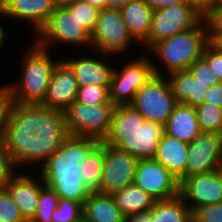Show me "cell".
<instances>
[{"label":"cell","instance_id":"6da1fadb","mask_svg":"<svg viewBox=\"0 0 222 222\" xmlns=\"http://www.w3.org/2000/svg\"><path fill=\"white\" fill-rule=\"evenodd\" d=\"M68 135L63 112L12 102L2 143L17 170L37 171Z\"/></svg>","mask_w":222,"mask_h":222},{"label":"cell","instance_id":"7a4b0ae2","mask_svg":"<svg viewBox=\"0 0 222 222\" xmlns=\"http://www.w3.org/2000/svg\"><path fill=\"white\" fill-rule=\"evenodd\" d=\"M99 143L98 140L69 134L37 170L45 185L53 189L59 198L83 205L91 192L83 182L80 164Z\"/></svg>","mask_w":222,"mask_h":222},{"label":"cell","instance_id":"3957f363","mask_svg":"<svg viewBox=\"0 0 222 222\" xmlns=\"http://www.w3.org/2000/svg\"><path fill=\"white\" fill-rule=\"evenodd\" d=\"M164 126L146 121L131 104L115 107L111 127L104 143L127 152L137 159H153Z\"/></svg>","mask_w":222,"mask_h":222},{"label":"cell","instance_id":"277c9868","mask_svg":"<svg viewBox=\"0 0 222 222\" xmlns=\"http://www.w3.org/2000/svg\"><path fill=\"white\" fill-rule=\"evenodd\" d=\"M26 46L21 49L24 52L20 57L23 58L19 59L22 62H18L19 68L16 69L20 74L17 78H13L12 83L8 80L7 84L14 103L41 104L46 96L54 67L61 60V55L41 47L34 39Z\"/></svg>","mask_w":222,"mask_h":222},{"label":"cell","instance_id":"5b68a950","mask_svg":"<svg viewBox=\"0 0 222 222\" xmlns=\"http://www.w3.org/2000/svg\"><path fill=\"white\" fill-rule=\"evenodd\" d=\"M208 43L207 25L203 18L195 27L154 43L146 53L151 58L155 74L167 76L188 70L202 58Z\"/></svg>","mask_w":222,"mask_h":222},{"label":"cell","instance_id":"8992f818","mask_svg":"<svg viewBox=\"0 0 222 222\" xmlns=\"http://www.w3.org/2000/svg\"><path fill=\"white\" fill-rule=\"evenodd\" d=\"M135 55L128 56L129 59L124 56L126 62L122 56H116L117 65L114 66L109 86V99L115 107L131 104L136 93L155 75L150 56L143 51ZM118 58L123 63L119 64Z\"/></svg>","mask_w":222,"mask_h":222},{"label":"cell","instance_id":"52a82bcc","mask_svg":"<svg viewBox=\"0 0 222 222\" xmlns=\"http://www.w3.org/2000/svg\"><path fill=\"white\" fill-rule=\"evenodd\" d=\"M41 47L47 50L56 48L69 50L75 48L91 50V34L80 24L75 14L67 8H55L47 24L33 38ZM60 46V48L58 47ZM64 46V47H62ZM55 47V49H53Z\"/></svg>","mask_w":222,"mask_h":222},{"label":"cell","instance_id":"ba28073f","mask_svg":"<svg viewBox=\"0 0 222 222\" xmlns=\"http://www.w3.org/2000/svg\"><path fill=\"white\" fill-rule=\"evenodd\" d=\"M136 44L138 46L135 49L142 48L129 33L120 9L99 11L96 26L91 33V50L124 58L126 53L132 56V51L136 52L133 50Z\"/></svg>","mask_w":222,"mask_h":222},{"label":"cell","instance_id":"9c48e42d","mask_svg":"<svg viewBox=\"0 0 222 222\" xmlns=\"http://www.w3.org/2000/svg\"><path fill=\"white\" fill-rule=\"evenodd\" d=\"M114 110L113 104L86 105L75 100L63 111L67 131L70 135L104 142Z\"/></svg>","mask_w":222,"mask_h":222},{"label":"cell","instance_id":"30bf717a","mask_svg":"<svg viewBox=\"0 0 222 222\" xmlns=\"http://www.w3.org/2000/svg\"><path fill=\"white\" fill-rule=\"evenodd\" d=\"M176 104L167 77L156 74L136 93L131 102L146 121L163 126Z\"/></svg>","mask_w":222,"mask_h":222},{"label":"cell","instance_id":"8fae6325","mask_svg":"<svg viewBox=\"0 0 222 222\" xmlns=\"http://www.w3.org/2000/svg\"><path fill=\"white\" fill-rule=\"evenodd\" d=\"M76 52L77 49L74 53L72 52V55L63 53L65 55L62 54L61 59L71 68L78 85L96 84L99 86H110L115 66V61L113 60L116 56L94 50H89V52L83 51V55L79 53V49L77 55Z\"/></svg>","mask_w":222,"mask_h":222},{"label":"cell","instance_id":"7c38bea8","mask_svg":"<svg viewBox=\"0 0 222 222\" xmlns=\"http://www.w3.org/2000/svg\"><path fill=\"white\" fill-rule=\"evenodd\" d=\"M204 17L189 2L153 11L149 48L156 42L195 27Z\"/></svg>","mask_w":222,"mask_h":222},{"label":"cell","instance_id":"4fadbf2b","mask_svg":"<svg viewBox=\"0 0 222 222\" xmlns=\"http://www.w3.org/2000/svg\"><path fill=\"white\" fill-rule=\"evenodd\" d=\"M133 183L155 200L180 195L179 179L154 159H139Z\"/></svg>","mask_w":222,"mask_h":222},{"label":"cell","instance_id":"5bb4252c","mask_svg":"<svg viewBox=\"0 0 222 222\" xmlns=\"http://www.w3.org/2000/svg\"><path fill=\"white\" fill-rule=\"evenodd\" d=\"M139 159L104 143L103 175L98 193L113 195L132 184Z\"/></svg>","mask_w":222,"mask_h":222},{"label":"cell","instance_id":"9a60e30c","mask_svg":"<svg viewBox=\"0 0 222 222\" xmlns=\"http://www.w3.org/2000/svg\"><path fill=\"white\" fill-rule=\"evenodd\" d=\"M180 196L191 212L205 205L222 203V169L184 178L180 182Z\"/></svg>","mask_w":222,"mask_h":222},{"label":"cell","instance_id":"2e32d148","mask_svg":"<svg viewBox=\"0 0 222 222\" xmlns=\"http://www.w3.org/2000/svg\"><path fill=\"white\" fill-rule=\"evenodd\" d=\"M185 178L222 169V134L201 132L188 145Z\"/></svg>","mask_w":222,"mask_h":222},{"label":"cell","instance_id":"e0dca14e","mask_svg":"<svg viewBox=\"0 0 222 222\" xmlns=\"http://www.w3.org/2000/svg\"><path fill=\"white\" fill-rule=\"evenodd\" d=\"M31 172L32 171L28 170L27 172L25 170H17L5 185L12 200L18 206L22 216L27 222L34 217L37 210L40 190L45 185L38 171Z\"/></svg>","mask_w":222,"mask_h":222},{"label":"cell","instance_id":"ac0fdd59","mask_svg":"<svg viewBox=\"0 0 222 222\" xmlns=\"http://www.w3.org/2000/svg\"><path fill=\"white\" fill-rule=\"evenodd\" d=\"M54 9L52 0H10L2 14L5 22L13 21L10 24L15 25L17 21H20L21 25L27 23L32 34L29 40H32L47 24Z\"/></svg>","mask_w":222,"mask_h":222},{"label":"cell","instance_id":"d6986e66","mask_svg":"<svg viewBox=\"0 0 222 222\" xmlns=\"http://www.w3.org/2000/svg\"><path fill=\"white\" fill-rule=\"evenodd\" d=\"M79 85L71 68L61 59L51 75L42 106L63 112L77 98Z\"/></svg>","mask_w":222,"mask_h":222},{"label":"cell","instance_id":"ffe728a7","mask_svg":"<svg viewBox=\"0 0 222 222\" xmlns=\"http://www.w3.org/2000/svg\"><path fill=\"white\" fill-rule=\"evenodd\" d=\"M120 11L132 38L142 47L141 51L146 52L154 10L144 0H131Z\"/></svg>","mask_w":222,"mask_h":222},{"label":"cell","instance_id":"44dd1931","mask_svg":"<svg viewBox=\"0 0 222 222\" xmlns=\"http://www.w3.org/2000/svg\"><path fill=\"white\" fill-rule=\"evenodd\" d=\"M165 134L191 143L200 133L196 108L184 103H177L165 126Z\"/></svg>","mask_w":222,"mask_h":222},{"label":"cell","instance_id":"7402d4cb","mask_svg":"<svg viewBox=\"0 0 222 222\" xmlns=\"http://www.w3.org/2000/svg\"><path fill=\"white\" fill-rule=\"evenodd\" d=\"M188 145V143L164 133L153 158L177 177L180 182L185 178Z\"/></svg>","mask_w":222,"mask_h":222},{"label":"cell","instance_id":"603a6c76","mask_svg":"<svg viewBox=\"0 0 222 222\" xmlns=\"http://www.w3.org/2000/svg\"><path fill=\"white\" fill-rule=\"evenodd\" d=\"M166 77L176 103L196 107L204 102L208 87L194 79L189 70L176 71Z\"/></svg>","mask_w":222,"mask_h":222},{"label":"cell","instance_id":"cb8c5ba5","mask_svg":"<svg viewBox=\"0 0 222 222\" xmlns=\"http://www.w3.org/2000/svg\"><path fill=\"white\" fill-rule=\"evenodd\" d=\"M124 221L112 195L91 192L83 204V222Z\"/></svg>","mask_w":222,"mask_h":222},{"label":"cell","instance_id":"d4e9b609","mask_svg":"<svg viewBox=\"0 0 222 222\" xmlns=\"http://www.w3.org/2000/svg\"><path fill=\"white\" fill-rule=\"evenodd\" d=\"M117 207L124 217L132 214L148 212L155 199L134 183L126 185L113 195Z\"/></svg>","mask_w":222,"mask_h":222},{"label":"cell","instance_id":"484cf974","mask_svg":"<svg viewBox=\"0 0 222 222\" xmlns=\"http://www.w3.org/2000/svg\"><path fill=\"white\" fill-rule=\"evenodd\" d=\"M150 212L152 222H189L192 213L180 195L166 200H155Z\"/></svg>","mask_w":222,"mask_h":222},{"label":"cell","instance_id":"4316f807","mask_svg":"<svg viewBox=\"0 0 222 222\" xmlns=\"http://www.w3.org/2000/svg\"><path fill=\"white\" fill-rule=\"evenodd\" d=\"M104 142H100L80 164L83 182L90 192H98L103 175Z\"/></svg>","mask_w":222,"mask_h":222},{"label":"cell","instance_id":"83f0119b","mask_svg":"<svg viewBox=\"0 0 222 222\" xmlns=\"http://www.w3.org/2000/svg\"><path fill=\"white\" fill-rule=\"evenodd\" d=\"M195 108L201 132L222 134V108L207 102Z\"/></svg>","mask_w":222,"mask_h":222},{"label":"cell","instance_id":"f1b7e54d","mask_svg":"<svg viewBox=\"0 0 222 222\" xmlns=\"http://www.w3.org/2000/svg\"><path fill=\"white\" fill-rule=\"evenodd\" d=\"M59 195L48 186L40 190L37 210L29 222H52V213L58 206Z\"/></svg>","mask_w":222,"mask_h":222},{"label":"cell","instance_id":"f546056e","mask_svg":"<svg viewBox=\"0 0 222 222\" xmlns=\"http://www.w3.org/2000/svg\"><path fill=\"white\" fill-rule=\"evenodd\" d=\"M52 222H83V205L77 201L59 198L52 213Z\"/></svg>","mask_w":222,"mask_h":222},{"label":"cell","instance_id":"4dcf8cb0","mask_svg":"<svg viewBox=\"0 0 222 222\" xmlns=\"http://www.w3.org/2000/svg\"><path fill=\"white\" fill-rule=\"evenodd\" d=\"M76 101L86 105L112 104L109 99V86H79Z\"/></svg>","mask_w":222,"mask_h":222},{"label":"cell","instance_id":"1f68e13d","mask_svg":"<svg viewBox=\"0 0 222 222\" xmlns=\"http://www.w3.org/2000/svg\"><path fill=\"white\" fill-rule=\"evenodd\" d=\"M66 8L75 14L80 24L91 34L96 26L99 10L84 0H77Z\"/></svg>","mask_w":222,"mask_h":222},{"label":"cell","instance_id":"d6a6232c","mask_svg":"<svg viewBox=\"0 0 222 222\" xmlns=\"http://www.w3.org/2000/svg\"><path fill=\"white\" fill-rule=\"evenodd\" d=\"M0 219L6 222H27L6 188L0 189Z\"/></svg>","mask_w":222,"mask_h":222},{"label":"cell","instance_id":"836d02e7","mask_svg":"<svg viewBox=\"0 0 222 222\" xmlns=\"http://www.w3.org/2000/svg\"><path fill=\"white\" fill-rule=\"evenodd\" d=\"M188 70L191 72L194 79H197L201 84H205L208 88L220 82L217 75L203 58L196 60Z\"/></svg>","mask_w":222,"mask_h":222},{"label":"cell","instance_id":"e575fe53","mask_svg":"<svg viewBox=\"0 0 222 222\" xmlns=\"http://www.w3.org/2000/svg\"><path fill=\"white\" fill-rule=\"evenodd\" d=\"M209 42L213 43L222 36V7L212 8L205 16Z\"/></svg>","mask_w":222,"mask_h":222},{"label":"cell","instance_id":"d590c367","mask_svg":"<svg viewBox=\"0 0 222 222\" xmlns=\"http://www.w3.org/2000/svg\"><path fill=\"white\" fill-rule=\"evenodd\" d=\"M0 84V141L3 139L7 118L12 104V96L9 85L6 83Z\"/></svg>","mask_w":222,"mask_h":222},{"label":"cell","instance_id":"8d00e7d4","mask_svg":"<svg viewBox=\"0 0 222 222\" xmlns=\"http://www.w3.org/2000/svg\"><path fill=\"white\" fill-rule=\"evenodd\" d=\"M202 58L208 63L220 82H222V51L213 43L209 42L205 46Z\"/></svg>","mask_w":222,"mask_h":222},{"label":"cell","instance_id":"74e56055","mask_svg":"<svg viewBox=\"0 0 222 222\" xmlns=\"http://www.w3.org/2000/svg\"><path fill=\"white\" fill-rule=\"evenodd\" d=\"M17 171L4 144L0 141V189L5 188L12 175Z\"/></svg>","mask_w":222,"mask_h":222},{"label":"cell","instance_id":"f35d334b","mask_svg":"<svg viewBox=\"0 0 222 222\" xmlns=\"http://www.w3.org/2000/svg\"><path fill=\"white\" fill-rule=\"evenodd\" d=\"M192 213L203 222H222V203L205 205Z\"/></svg>","mask_w":222,"mask_h":222},{"label":"cell","instance_id":"ab89813d","mask_svg":"<svg viewBox=\"0 0 222 222\" xmlns=\"http://www.w3.org/2000/svg\"><path fill=\"white\" fill-rule=\"evenodd\" d=\"M204 102L222 108V82L216 83L207 89Z\"/></svg>","mask_w":222,"mask_h":222},{"label":"cell","instance_id":"60d3db41","mask_svg":"<svg viewBox=\"0 0 222 222\" xmlns=\"http://www.w3.org/2000/svg\"><path fill=\"white\" fill-rule=\"evenodd\" d=\"M4 16H3V14L2 13H0V19H2V20H0V52L2 53L3 51L5 52V46L7 45L8 47H9V45H10V43H9V41H10V39H11V36H9L10 34L9 33H11L9 30H10V28L8 29L7 28V26L6 25H10L9 24V22L8 23H6L5 24V18H3ZM3 21V22H2ZM5 24V25H4ZM8 29V30H7ZM9 32V33H8ZM10 38H9V37ZM8 38H9V40H8Z\"/></svg>","mask_w":222,"mask_h":222},{"label":"cell","instance_id":"b9f144b4","mask_svg":"<svg viewBox=\"0 0 222 222\" xmlns=\"http://www.w3.org/2000/svg\"><path fill=\"white\" fill-rule=\"evenodd\" d=\"M204 17L217 5L218 0H188Z\"/></svg>","mask_w":222,"mask_h":222},{"label":"cell","instance_id":"7bdbcfd3","mask_svg":"<svg viewBox=\"0 0 222 222\" xmlns=\"http://www.w3.org/2000/svg\"><path fill=\"white\" fill-rule=\"evenodd\" d=\"M153 10L186 3L188 0H144Z\"/></svg>","mask_w":222,"mask_h":222},{"label":"cell","instance_id":"ee69618b","mask_svg":"<svg viewBox=\"0 0 222 222\" xmlns=\"http://www.w3.org/2000/svg\"><path fill=\"white\" fill-rule=\"evenodd\" d=\"M124 222H152L151 212H141L126 216Z\"/></svg>","mask_w":222,"mask_h":222},{"label":"cell","instance_id":"f6af8a7d","mask_svg":"<svg viewBox=\"0 0 222 222\" xmlns=\"http://www.w3.org/2000/svg\"><path fill=\"white\" fill-rule=\"evenodd\" d=\"M131 0H106V9H121Z\"/></svg>","mask_w":222,"mask_h":222},{"label":"cell","instance_id":"bcb514c9","mask_svg":"<svg viewBox=\"0 0 222 222\" xmlns=\"http://www.w3.org/2000/svg\"><path fill=\"white\" fill-rule=\"evenodd\" d=\"M76 1L77 0H52L55 8H66L70 5H72Z\"/></svg>","mask_w":222,"mask_h":222},{"label":"cell","instance_id":"7dc6e473","mask_svg":"<svg viewBox=\"0 0 222 222\" xmlns=\"http://www.w3.org/2000/svg\"><path fill=\"white\" fill-rule=\"evenodd\" d=\"M99 11L106 9V0H84Z\"/></svg>","mask_w":222,"mask_h":222},{"label":"cell","instance_id":"c3c4849f","mask_svg":"<svg viewBox=\"0 0 222 222\" xmlns=\"http://www.w3.org/2000/svg\"><path fill=\"white\" fill-rule=\"evenodd\" d=\"M10 0H0V13H3L7 8Z\"/></svg>","mask_w":222,"mask_h":222},{"label":"cell","instance_id":"681fc988","mask_svg":"<svg viewBox=\"0 0 222 222\" xmlns=\"http://www.w3.org/2000/svg\"><path fill=\"white\" fill-rule=\"evenodd\" d=\"M213 44L222 51V36L218 37Z\"/></svg>","mask_w":222,"mask_h":222},{"label":"cell","instance_id":"f907efd6","mask_svg":"<svg viewBox=\"0 0 222 222\" xmlns=\"http://www.w3.org/2000/svg\"><path fill=\"white\" fill-rule=\"evenodd\" d=\"M189 222H203V221L199 220L193 213H191Z\"/></svg>","mask_w":222,"mask_h":222},{"label":"cell","instance_id":"816d5d0a","mask_svg":"<svg viewBox=\"0 0 222 222\" xmlns=\"http://www.w3.org/2000/svg\"><path fill=\"white\" fill-rule=\"evenodd\" d=\"M215 7H222V0H218L217 5Z\"/></svg>","mask_w":222,"mask_h":222}]
</instances>
